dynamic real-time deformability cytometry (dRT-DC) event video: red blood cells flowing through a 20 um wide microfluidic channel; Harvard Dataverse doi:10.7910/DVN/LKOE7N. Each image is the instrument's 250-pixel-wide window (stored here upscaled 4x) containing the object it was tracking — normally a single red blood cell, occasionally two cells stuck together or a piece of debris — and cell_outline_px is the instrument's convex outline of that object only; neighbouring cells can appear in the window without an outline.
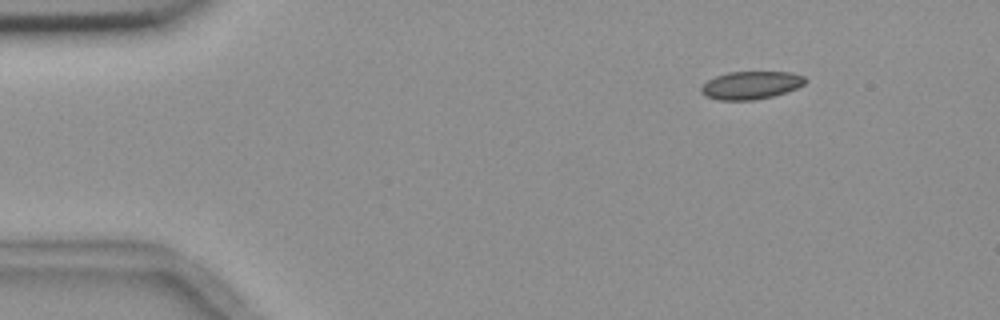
{"species": "common noctule bat (a hibernating species)", "species_latin": "Nyctalus noctula", "temperature_condition": "room temperature", "stored_images_in_passage": 6, "camera_frame_rate_fps": 3000, "um_per_image_px": 0.085, "animal": {"sex": "female", "body_mass_g": 18.4}, "frame": {"image": 1, "passage_image": 2, "time_ms": 1.333, "image_size_px": [1000, 320], "cell_outline_px": [[808, 80], [804, 84], [796, 88], [772, 96], [752, 100], [720, 100], [708, 96], [700, 92], [700, 88], [708, 80], [716, 76], [728, 72], [792, 72], [804, 76]], "centroid_in_image_um": [63.84, 7.23], "position_along_channel_um": 21.2, "area_um2": 16.76}}
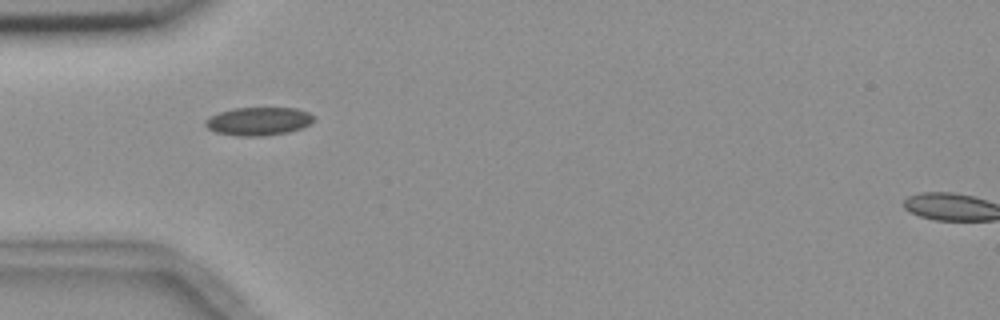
{"frame": {"image": 2, "passage_image": 5, "time_ms": 4.667, "image_size_px": [1000, 320], "cell_outline_px": [[316, 120], [300, 128], [288, 132], [260, 136], [236, 136], [216, 132], [208, 128], [204, 124], [204, 120], [220, 112], [232, 108], [296, 108], [308, 112], [316, 116]], "centroid_in_image_um": [21.98, 10.3], "position_along_channel_um": 63.0, "area_um2": 17.8}}